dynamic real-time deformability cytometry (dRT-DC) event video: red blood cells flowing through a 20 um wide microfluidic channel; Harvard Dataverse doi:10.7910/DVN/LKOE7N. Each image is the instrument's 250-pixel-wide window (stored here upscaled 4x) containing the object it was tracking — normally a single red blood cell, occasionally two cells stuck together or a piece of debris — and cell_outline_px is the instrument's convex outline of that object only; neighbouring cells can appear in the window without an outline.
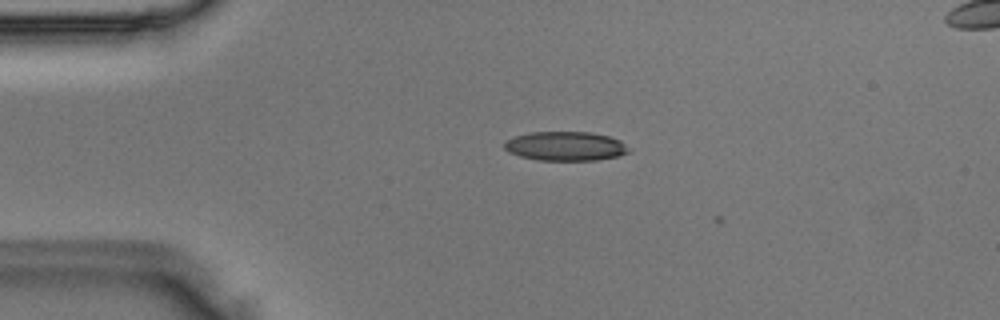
{"species": "Egyptian fruit bat (a non-hibernating species)", "species_latin": "Rousettus aegyptiacus", "temperature_condition": "room temperature", "stored_images_in_passage": 4, "camera_frame_rate_fps": 3000, "um_per_image_px": 0.085, "animal": {"sex": "male"}, "frame": {"image": 1, "passage_image": 2, "time_ms": 0.333, "image_size_px": [1000, 320], "cell_outline_px": [[632, 148], [628, 152], [620, 156], [596, 160], [540, 160], [520, 156], [508, 152], [504, 148], [504, 140], [516, 136], [532, 132], [592, 132], [608, 136], [620, 140]], "centroid_in_image_um": [48.09, 12.42], "position_along_channel_um": 36.9, "area_um2": 21.27}}